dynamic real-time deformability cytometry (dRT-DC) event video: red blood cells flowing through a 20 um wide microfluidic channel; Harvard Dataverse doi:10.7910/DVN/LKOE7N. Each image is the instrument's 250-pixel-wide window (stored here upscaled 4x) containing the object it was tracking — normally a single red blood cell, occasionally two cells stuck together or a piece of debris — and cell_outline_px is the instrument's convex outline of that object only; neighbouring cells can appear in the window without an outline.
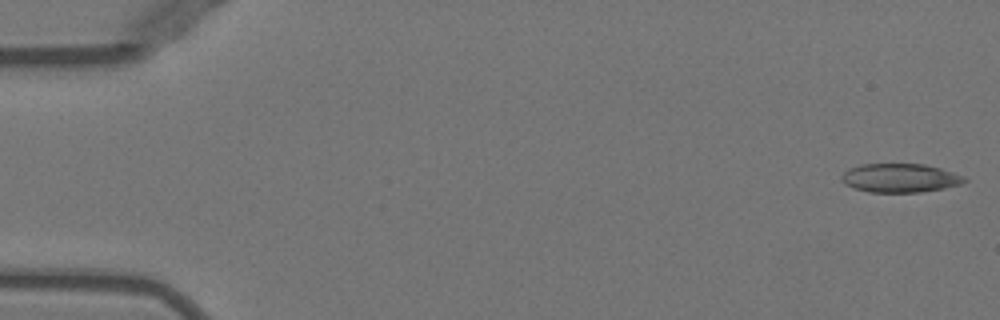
{"species": "Egyptian fruit bat (a non-hibernating species)", "species_latin": "Rousettus aegyptiacus", "temperature_condition": "warm", "stored_images_in_passage": 50, "camera_frame_rate_fps": 3000, "um_per_image_px": 0.085, "animal": {"sex": "female"}, "frame": {"image": 1, "passage_image": 1, "time_ms": 0.0, "image_size_px": [1000, 320], "cell_outline_px": [[968, 180], [960, 184], [944, 188], [920, 192], [868, 192], [844, 184], [840, 180], [840, 176], [848, 168], [860, 164], [924, 164], [940, 168], [964, 176]], "centroid_in_image_um": [76.47, 15.12], "position_along_channel_um": 8.5, "area_um2": 20.63}}
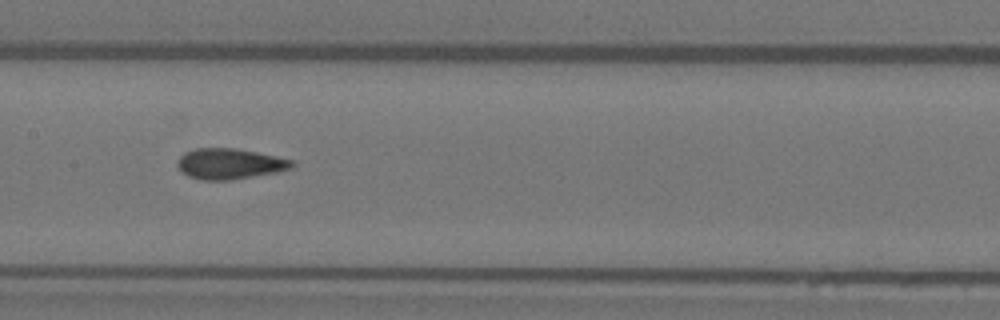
{"frame": {"image": 2, "passage_image": 25, "time_ms": 8.0, "image_size_px": [1000, 320], "cell_outline_px": [[296, 164], [292, 168], [276, 172], [232, 180], [200, 180], [188, 176], [180, 172], [176, 164], [180, 156], [184, 152], [196, 148], [236, 148], [256, 152], [292, 160]], "centroid_in_image_um": [19.48, 13.93], "position_along_channel_um": 187.9, "area_um2": 20.58}}
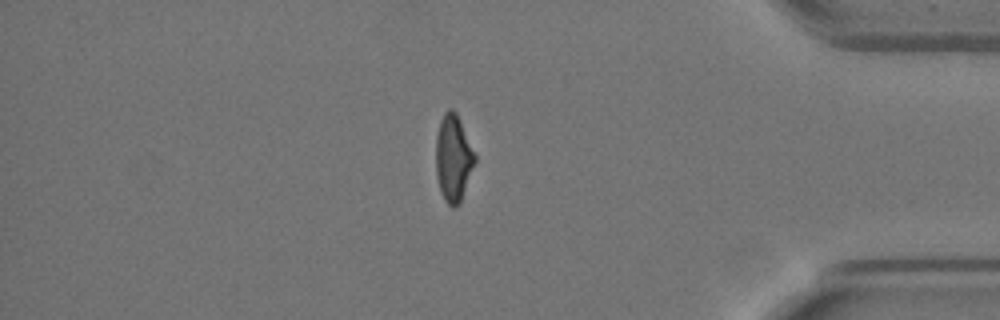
{"frame": {"image": 3, "passage_image": 43, "time_ms": 14.0, "image_size_px": [1000, 320], "cell_outline_px": [[476, 160], [460, 204], [452, 208], [444, 200], [440, 192], [436, 176], [436, 136], [440, 120], [444, 112], [448, 108], [452, 108], [456, 112], [460, 120], [476, 156]], "centroid_in_image_um": [38.52, 13.45], "position_along_channel_um": 396.7, "area_um2": 19.88}}